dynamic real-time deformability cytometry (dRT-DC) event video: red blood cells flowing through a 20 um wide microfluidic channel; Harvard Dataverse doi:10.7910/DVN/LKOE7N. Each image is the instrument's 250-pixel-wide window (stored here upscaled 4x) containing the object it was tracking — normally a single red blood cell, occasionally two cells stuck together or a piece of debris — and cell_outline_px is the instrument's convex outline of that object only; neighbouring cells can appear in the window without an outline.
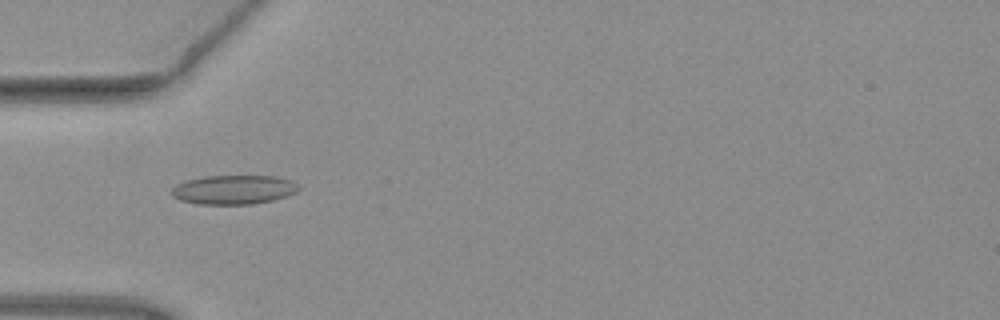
{"species": "common noctule bat (a hibernating species)", "species_latin": "Nyctalus noctula", "temperature_condition": "warm", "stored_images_in_passage": 24, "camera_frame_rate_fps": 3000, "um_per_image_px": 0.085, "animal": {"sex": "female", "body_mass_g": 19.3, "forearm_length_mm": 54.1}, "frame": {"image": 1, "passage_image": 3, "time_ms": 0.667, "image_size_px": [1000, 320], "cell_outline_px": [[300, 188], [296, 192], [272, 200], [252, 204], [196, 204], [180, 200], [172, 196], [172, 188], [176, 184], [188, 180], [204, 176], [276, 176], [292, 180]], "centroid_in_image_um": [19.85, 16.12], "position_along_channel_um": 65.2, "area_um2": 21.5}}
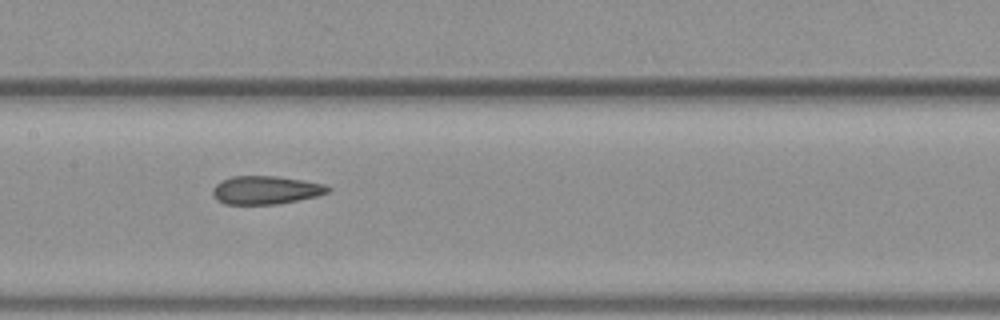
{"frame": {"image": 2, "passage_image": 12, "time_ms": 3.667, "image_size_px": [1000, 320], "cell_outline_px": [[332, 188], [328, 192], [316, 196], [276, 204], [224, 204], [216, 200], [212, 192], [216, 184], [232, 176], [276, 176], [304, 180], [324, 184]], "centroid_in_image_um": [22.59, 16.15], "position_along_channel_um": 184.8, "area_um2": 18.84}}
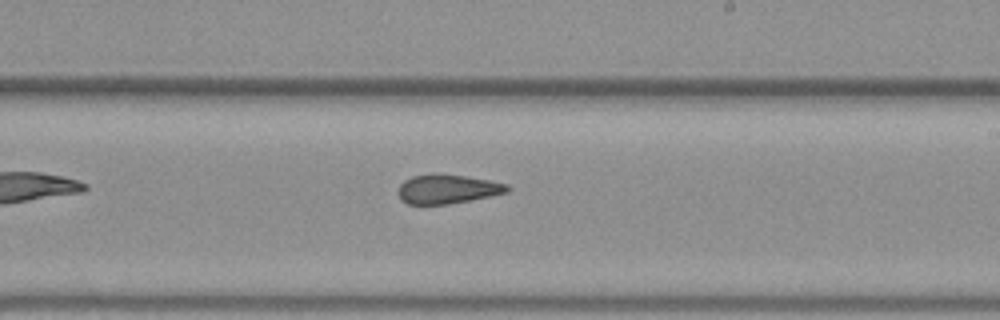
{"frame": {"image": 3, "passage_image": 17, "time_ms": 5.333, "image_size_px": [1000, 320], "cell_outline_px": [[512, 188], [508, 192], [448, 204], [408, 204], [400, 200], [396, 192], [400, 184], [404, 180], [412, 176], [432, 172], [436, 172], [464, 176], [488, 180], [508, 184]], "centroid_in_image_um": [37.97, 16.05], "position_along_channel_um": 251.0, "area_um2": 18.79}}